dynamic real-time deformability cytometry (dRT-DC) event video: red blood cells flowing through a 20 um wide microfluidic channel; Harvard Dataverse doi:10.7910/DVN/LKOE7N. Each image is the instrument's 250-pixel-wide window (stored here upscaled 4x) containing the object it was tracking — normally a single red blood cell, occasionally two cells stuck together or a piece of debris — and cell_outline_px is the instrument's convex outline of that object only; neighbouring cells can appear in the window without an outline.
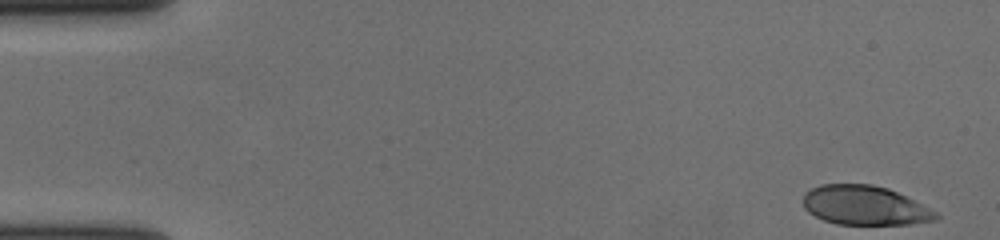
{"species": "human", "species_latin": "Homo sapiens", "temperature_condition": "cold", "stored_images_in_passage": 55, "camera_frame_rate_fps": 3000, "um_per_image_px": 0.085, "donor": {"sex": "female"}, "frame": {"image": 1, "passage_image": 1, "time_ms": 0.0, "image_size_px": [1000, 240], "cell_outline_px": [[940, 216], [936, 220], [908, 224], [836, 224], [824, 220], [808, 212], [804, 208], [804, 192], [820, 184], [872, 184], [888, 188], [936, 212]], "centroid_in_image_um": [73.46, 17.46], "position_along_channel_um": 11.5, "area_um2": 30.11}}
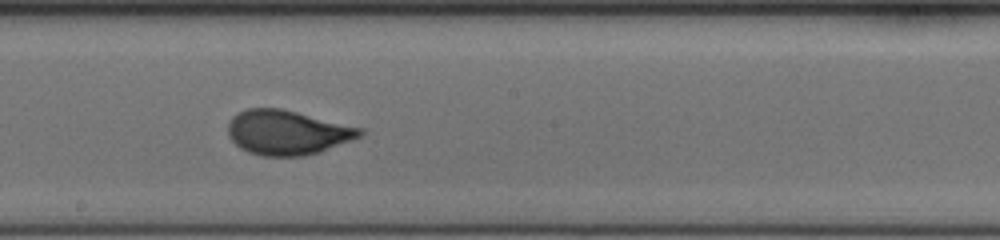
{"frame": {"image": 2, "passage_image": 30, "time_ms": 9.667, "image_size_px": [1000, 240], "cell_outline_px": [[364, 132], [360, 136], [352, 140], [320, 152], [304, 156], [264, 156], [248, 152], [240, 148], [228, 136], [228, 124], [232, 116], [236, 112], [248, 108], [280, 108], [364, 128]], "centroid_in_image_um": [24.41, 11.26], "position_along_channel_um": 223.8, "area_um2": 34.39}}
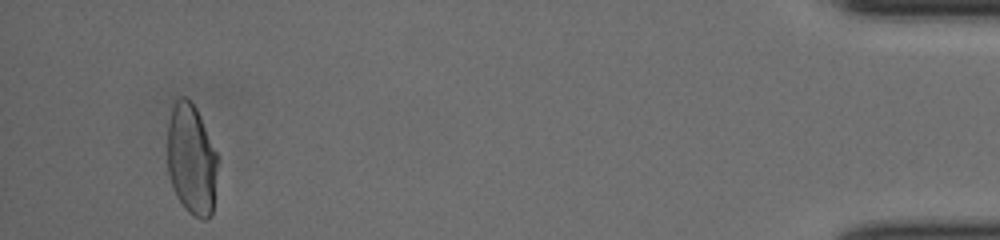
{"frame": {"image": 3, "passage_image": 52, "time_ms": 17.0, "image_size_px": [1000, 240], "cell_outline_px": [[216, 168], [212, 216], [208, 220], [200, 220], [192, 216], [184, 208], [176, 196], [172, 188], [168, 172], [168, 120], [172, 104], [180, 96], [184, 96], [196, 108], [200, 116], [216, 152]], "centroid_in_image_um": [16.24, 13.59], "position_along_channel_um": 419.0, "area_um2": 32.48}, "authors_computed_cell_mechanics": {"area_um2": 33.1194, "velocity_mm_per_s": 3.688, "shape_relaxation_time_tau1_ms": 5.8797, "shape_relaxation_time_tau2_ms": null, "deformation_change_tau1": 0.2051, "deformation_change_tau2": null}}